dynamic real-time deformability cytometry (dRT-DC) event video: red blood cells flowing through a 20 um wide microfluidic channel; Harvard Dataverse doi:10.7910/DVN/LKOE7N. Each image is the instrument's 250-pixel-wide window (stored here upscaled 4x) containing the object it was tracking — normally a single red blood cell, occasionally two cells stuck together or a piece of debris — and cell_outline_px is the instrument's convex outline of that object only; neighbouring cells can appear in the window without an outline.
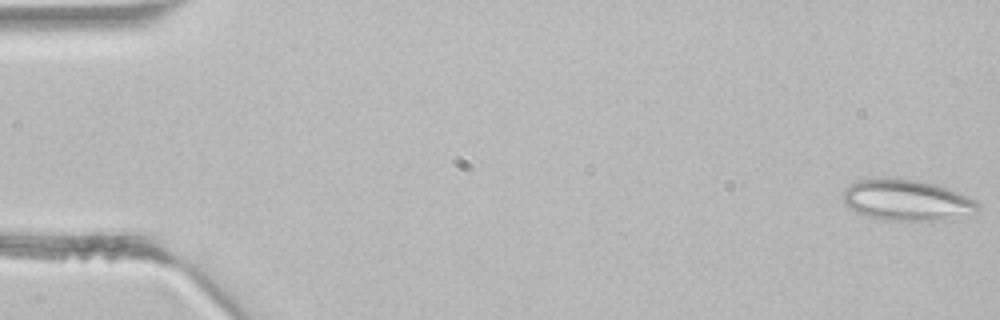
{"species": "common noctule bat (a hibernating species)", "species_latin": "Nyctalus noctula", "temperature_condition": "room temperature", "stored_images_in_passage": 3, "camera_frame_rate_fps": 3000, "um_per_image_px": 0.085, "animal": {"sex": "male", "body_mass_g": 21.5, "forearm_length_mm": 52.0}, "frame": {"image": 1, "passage_image": 1, "time_ms": 0.0, "image_size_px": [1000, 320], "cell_outline_px": [[980, 208], [976, 212], [944, 220], [884, 220], [868, 216], [856, 212], [844, 204], [844, 188], [860, 180], [916, 180], [936, 184], [960, 192], [976, 200], [980, 204]], "centroid_in_image_um": [77.13, 17.04], "position_along_channel_um": 7.9, "area_um2": 31.67}}